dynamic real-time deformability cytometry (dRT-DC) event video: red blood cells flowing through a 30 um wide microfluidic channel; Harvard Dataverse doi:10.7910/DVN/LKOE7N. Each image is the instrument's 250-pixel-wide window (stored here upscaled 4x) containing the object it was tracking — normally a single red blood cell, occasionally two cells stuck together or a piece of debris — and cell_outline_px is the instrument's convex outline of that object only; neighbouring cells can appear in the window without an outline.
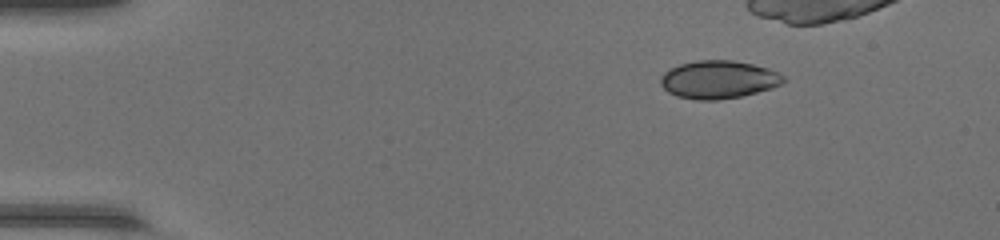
{"species": "common noctule bat (a hibernating species)", "species_latin": "Nyctalus noctula", "temperature_condition": "warm", "stored_images_in_passage": 33, "camera_frame_rate_fps": 3000, "um_per_image_px": 0.085, "animal": {"sex": "female", "body_mass_g": 17.0, "forearm_length_mm": 48.0}, "frame": {"image": 1, "passage_image": 1, "time_ms": 0.0, "image_size_px": [1000, 240], "cell_outline_px": [[784, 80], [780, 84], [772, 88], [740, 96], [716, 100], [696, 100], [676, 96], [668, 92], [660, 84], [660, 76], [664, 72], [680, 64], [696, 60], [732, 60], [752, 64], [768, 68], [784, 76]], "centroid_in_image_um": [61.04, 6.76], "position_along_channel_um": 24.0, "area_um2": 27.05}}
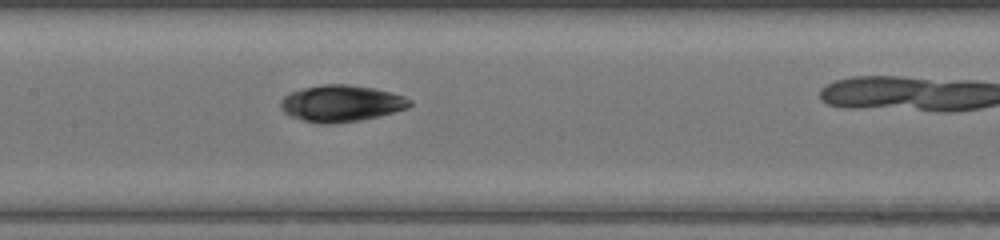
{"frame": {"image": 2, "passage_image": 18, "time_ms": 5.667, "image_size_px": [1000, 240], "cell_outline_px": [[412, 104], [408, 108], [360, 120], [332, 124], [320, 124], [304, 120], [292, 116], [284, 112], [280, 108], [280, 100], [284, 96], [292, 92], [304, 88], [324, 84], [348, 84], [372, 88], [392, 92], [404, 96], [412, 100]], "centroid_in_image_um": [29.01, 8.79], "position_along_channel_um": 178.4, "area_um2": 27.34}}
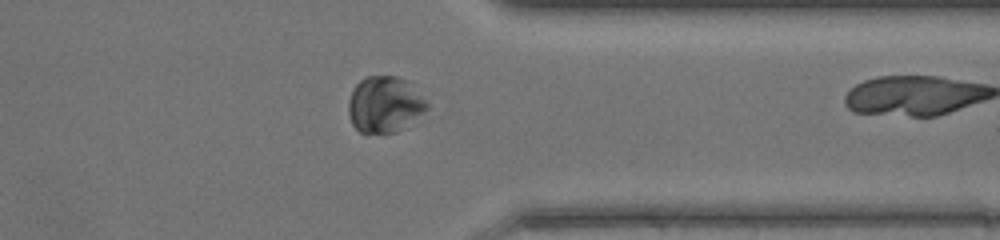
{"frame": {"image": 3, "passage_image": 32, "time_ms": 10.333, "image_size_px": [1000, 240], "cell_outline_px": [[428, 108], [396, 132], [384, 136], [368, 136], [360, 132], [352, 124], [348, 112], [348, 100], [356, 84], [364, 76], [396, 76], [408, 80], [428, 104]], "centroid_in_image_um": [32.64, 8.92], "position_along_channel_um": 378.8, "area_um2": 26.07}}